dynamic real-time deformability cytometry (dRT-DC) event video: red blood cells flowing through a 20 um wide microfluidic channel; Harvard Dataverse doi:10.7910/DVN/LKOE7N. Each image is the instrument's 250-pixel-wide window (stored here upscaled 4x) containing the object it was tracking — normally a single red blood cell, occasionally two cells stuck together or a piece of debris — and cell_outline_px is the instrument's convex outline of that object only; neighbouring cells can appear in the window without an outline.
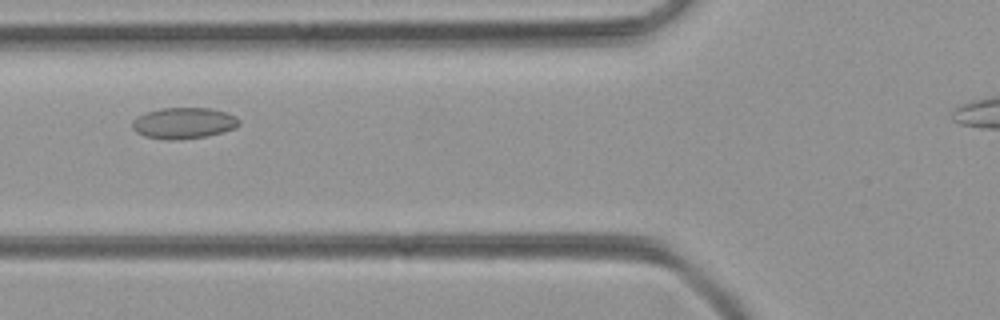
{"species": "common noctule bat (a hibernating species)", "species_latin": "Nyctalus noctula", "temperature_condition": "room temperature", "stored_images_in_passage": 12, "camera_frame_rate_fps": 3000, "um_per_image_px": 0.085, "animal": {"sex": "female", "body_mass_g": 21.9}, "frame": {"image": 1, "passage_image": 4, "time_ms": 1.0, "image_size_px": [1000, 320], "cell_outline_px": [[240, 124], [232, 128], [208, 136], [176, 140], [168, 140], [144, 136], [136, 132], [132, 128], [132, 120], [136, 116], [160, 108], [212, 108], [236, 116], [240, 120]], "centroid_in_image_um": [15.58, 10.46], "position_along_channel_um": 110.2, "area_um2": 19.36}}